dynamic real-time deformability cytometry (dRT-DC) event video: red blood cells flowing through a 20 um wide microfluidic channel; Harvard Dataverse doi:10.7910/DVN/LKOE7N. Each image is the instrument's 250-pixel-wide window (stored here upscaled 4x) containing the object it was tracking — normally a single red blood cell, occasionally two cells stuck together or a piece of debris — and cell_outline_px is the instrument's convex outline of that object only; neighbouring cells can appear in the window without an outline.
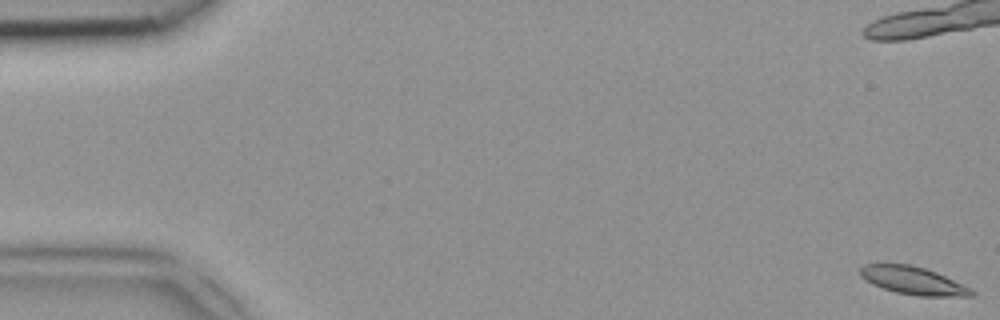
{"species": "common noctule bat (a hibernating species)", "species_latin": "Nyctalus noctula", "temperature_condition": "room temperature", "stored_images_in_passage": 30, "camera_frame_rate_fps": 3000, "um_per_image_px": 0.085, "animal": {"sex": "female", "body_mass_g": 18.4}, "frame": {"image": 1, "passage_image": 1, "time_ms": 0.0, "image_size_px": [1000, 320], "cell_outline_px": [[976, 296], [920, 296], [896, 292], [872, 284], [864, 280], [860, 276], [860, 268], [864, 264], [912, 264], [936, 272], [972, 288], [976, 292]], "centroid_in_image_um": [77.64, 23.85], "position_along_channel_um": 7.4, "area_um2": 18.09}}